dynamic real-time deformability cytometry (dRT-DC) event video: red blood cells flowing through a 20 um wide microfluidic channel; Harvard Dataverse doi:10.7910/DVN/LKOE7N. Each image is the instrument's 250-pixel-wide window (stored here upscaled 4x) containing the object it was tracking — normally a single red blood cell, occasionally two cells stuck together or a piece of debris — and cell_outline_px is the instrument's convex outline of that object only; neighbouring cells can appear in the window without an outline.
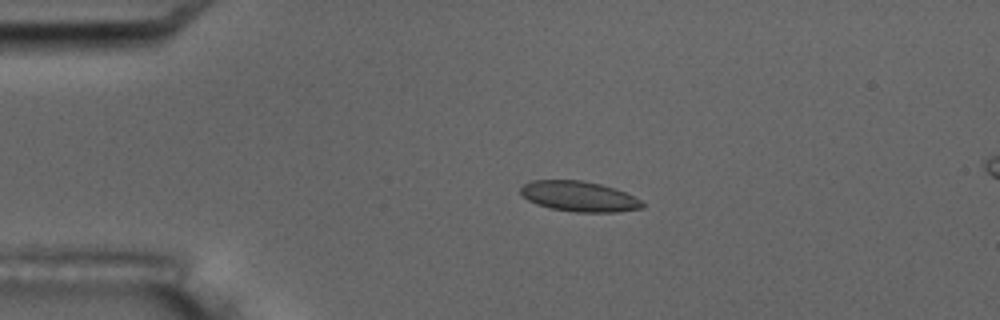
{"species": "common noctule bat (a hibernating species)", "species_latin": "Nyctalus noctula", "temperature_condition": "room temperature", "stored_images_in_passage": 5, "camera_frame_rate_fps": 3000, "um_per_image_px": 0.085, "animal": {"sex": "male", "body_mass_g": 17.5, "forearm_length_mm": 52.3}, "frame": {"image": 1, "passage_image": 3, "time_ms": 2.0, "image_size_px": [1000, 320], "cell_outline_px": [[644, 208], [616, 212], [576, 212], [552, 208], [536, 204], [528, 200], [520, 192], [520, 188], [524, 184], [532, 180], [580, 180], [600, 184], [624, 192], [640, 200], [644, 204]], "centroid_in_image_um": [49.2, 16.69], "position_along_channel_um": 35.8, "area_um2": 21.27}}